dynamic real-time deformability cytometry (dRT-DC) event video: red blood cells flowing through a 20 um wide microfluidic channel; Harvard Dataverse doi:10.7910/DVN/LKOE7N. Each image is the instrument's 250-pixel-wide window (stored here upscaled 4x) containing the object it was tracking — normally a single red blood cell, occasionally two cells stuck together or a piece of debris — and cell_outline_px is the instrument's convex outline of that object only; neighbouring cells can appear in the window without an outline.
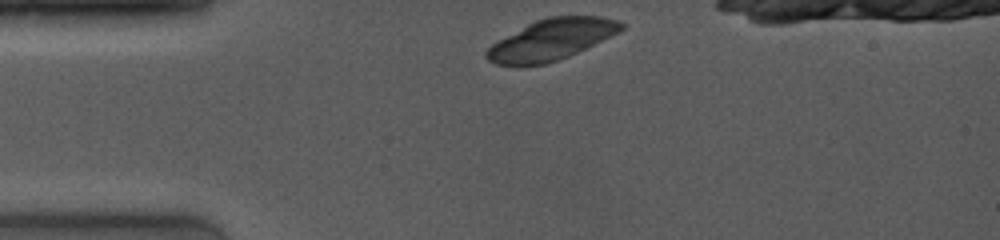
{"species": "common noctule bat (a hibernating species)", "species_latin": "Nyctalus noctula", "temperature_condition": "room temperature", "stored_images_in_passage": 2, "camera_frame_rate_fps": 4000, "um_per_image_px": 0.085, "animal": {"sex": "female", "body_mass_g": 19.0, "forearm_length_mm": 53.3}, "frame": {"image": 1, "passage_image": 1, "time_ms": 0.0, "image_size_px": [1000, 240], "cell_outline_px": [[628, 24], [620, 32], [568, 56], [544, 64], [496, 64], [488, 60], [484, 56], [484, 52], [496, 40], [536, 20], [548, 16], [600, 16], [620, 20]], "centroid_in_image_um": [46.91, 3.33], "position_along_channel_um": 38.1, "area_um2": 31.91}}